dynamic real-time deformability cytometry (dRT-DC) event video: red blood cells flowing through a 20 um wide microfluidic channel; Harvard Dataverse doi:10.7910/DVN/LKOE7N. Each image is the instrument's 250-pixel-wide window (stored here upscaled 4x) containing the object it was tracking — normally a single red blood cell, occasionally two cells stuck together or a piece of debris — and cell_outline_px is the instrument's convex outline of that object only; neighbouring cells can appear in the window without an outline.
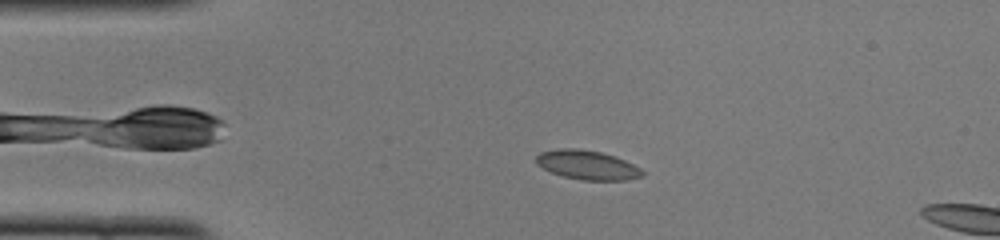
{"species": "common noctule bat (a hibernating species)", "species_latin": "Nyctalus noctula", "temperature_condition": "cold", "stored_images_in_passage": 11, "camera_frame_rate_fps": 3000, "um_per_image_px": 0.085, "animal": {"sex": "female", "body_mass_g": 22.0, "forearm_length_mm": 56.7}, "frame": {"image": 1, "passage_image": 8, "time_ms": 2.333, "image_size_px": [1000, 240], "cell_outline_px": [[644, 176], [624, 180], [584, 180], [564, 176], [552, 172], [536, 164], [536, 156], [540, 152], [560, 148], [580, 148], [600, 152], [624, 160], [640, 168], [644, 172]], "centroid_in_image_um": [49.91, 14.02], "position_along_channel_um": 35.1, "area_um2": 17.86}}